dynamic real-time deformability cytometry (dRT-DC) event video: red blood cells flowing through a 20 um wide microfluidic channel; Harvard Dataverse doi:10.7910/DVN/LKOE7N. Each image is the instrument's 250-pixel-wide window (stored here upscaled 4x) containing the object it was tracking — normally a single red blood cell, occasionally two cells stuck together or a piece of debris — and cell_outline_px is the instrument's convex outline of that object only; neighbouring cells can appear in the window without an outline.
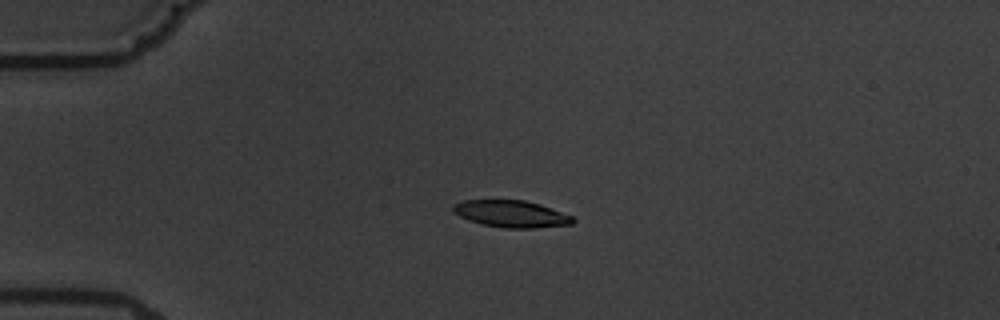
{"species": "common noctule bat (a hibernating species)", "species_latin": "Nyctalus noctula", "temperature_condition": "warm", "stored_images_in_passage": 5, "camera_frame_rate_fps": 3000, "um_per_image_px": 0.085, "animal": {"sex": "male", "body_mass_g": 19.5, "forearm_length_mm": 54.6}, "frame": {"image": 1, "passage_image": 3, "time_ms": 3.0, "image_size_px": [1000, 320], "cell_outline_px": [[576, 220], [572, 224], [536, 228], [504, 228], [484, 224], [468, 220], [452, 212], [452, 204], [464, 200], [524, 200], [540, 204], [572, 216]], "centroid_in_image_um": [43.44, 18.17], "position_along_channel_um": 41.6, "area_um2": 18.79}}